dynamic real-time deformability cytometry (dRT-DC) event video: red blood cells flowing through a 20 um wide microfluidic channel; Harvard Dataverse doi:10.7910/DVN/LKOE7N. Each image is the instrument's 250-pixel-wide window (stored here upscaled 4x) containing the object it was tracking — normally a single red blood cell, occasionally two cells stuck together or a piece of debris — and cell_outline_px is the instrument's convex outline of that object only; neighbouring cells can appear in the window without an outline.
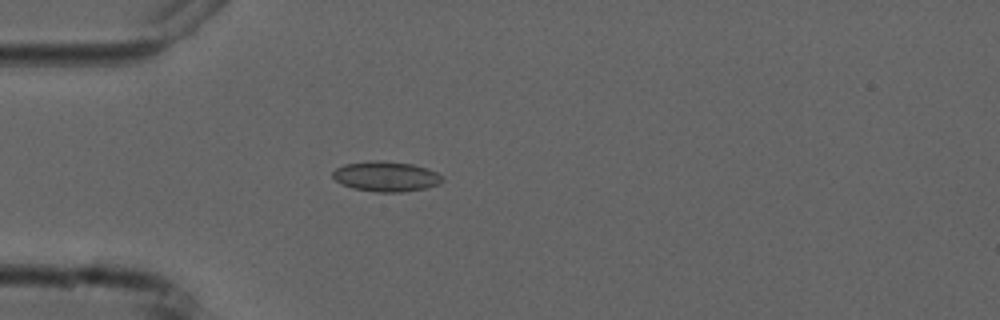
{"species": "common noctule bat (a hibernating species)", "species_latin": "Nyctalus noctula", "temperature_condition": "cold", "stored_images_in_passage": 3, "camera_frame_rate_fps": 3000, "um_per_image_px": 0.085, "animal": {"sex": "male", "forearm_length_mm": 52.5}, "frame": {"image": 1, "passage_image": 3, "time_ms": 2.333, "image_size_px": [1000, 320], "cell_outline_px": [[444, 180], [440, 184], [428, 188], [400, 192], [376, 192], [352, 188], [336, 180], [332, 176], [332, 172], [336, 168], [344, 164], [372, 160], [380, 160], [412, 164], [428, 168], [436, 172]], "centroid_in_image_um": [32.82, 14.99], "position_along_channel_um": 52.2, "area_um2": 19.31}}